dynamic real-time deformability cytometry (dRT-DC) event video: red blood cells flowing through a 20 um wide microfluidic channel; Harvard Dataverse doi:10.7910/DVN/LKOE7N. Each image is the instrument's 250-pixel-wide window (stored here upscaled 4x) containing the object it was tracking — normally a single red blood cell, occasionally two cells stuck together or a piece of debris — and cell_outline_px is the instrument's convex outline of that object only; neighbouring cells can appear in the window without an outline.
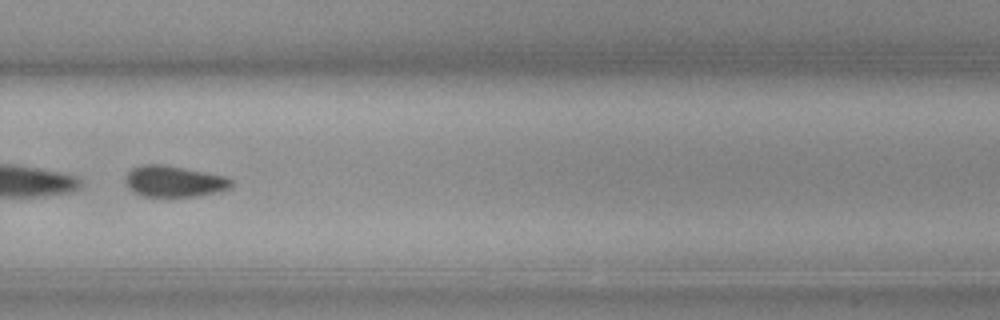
{"species": "common noctule bat (a hibernating species)", "species_latin": "Nyctalus noctula", "temperature_condition": "cold", "stored_images_in_passage": 40, "camera_frame_rate_fps": 3000, "um_per_image_px": 0.085, "animal": {"sex": "female", "body_mass_g": 19.3, "forearm_length_mm": 54.1}, "frame": {"image": 1, "passage_image": 23, "time_ms": 7.333, "image_size_px": [1000, 320], "cell_outline_px": [[232, 184], [228, 188], [220, 192], [196, 196], [140, 196], [128, 188], [124, 180], [128, 172], [132, 168], [140, 164], [160, 164], [184, 168], [224, 176], [232, 180]], "centroid_in_image_um": [14.75, 15.41], "position_along_channel_um": 315.0, "area_um2": 19.19}, "authors_computed_cell_mechanics": {"area_um2": 19.9699, "velocity_mm_per_s": 3.6921, "shape_relaxation_time_tau1_ms": 3.7399, "shape_relaxation_time_tau2_ms": null, "deformation_change_tau1": 0.0579, "deformation_change_tau2": null}}